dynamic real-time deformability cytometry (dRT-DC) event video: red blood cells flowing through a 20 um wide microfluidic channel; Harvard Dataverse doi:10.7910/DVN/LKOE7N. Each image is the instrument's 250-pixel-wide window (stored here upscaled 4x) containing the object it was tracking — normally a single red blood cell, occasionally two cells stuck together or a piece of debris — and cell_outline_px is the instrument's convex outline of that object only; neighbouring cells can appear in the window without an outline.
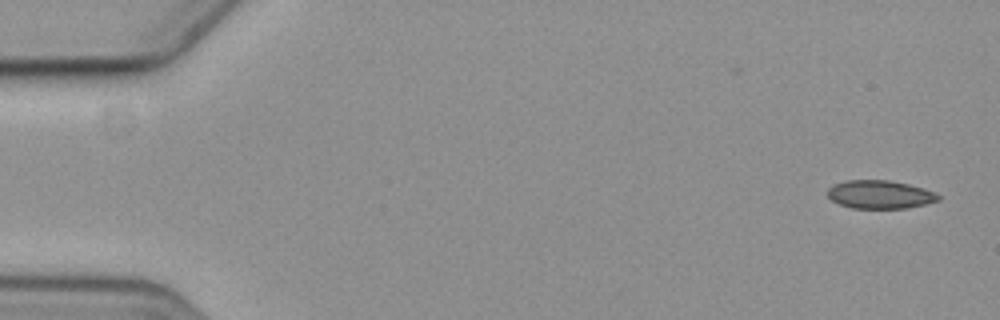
{"species": "common noctule bat (a hibernating species)", "species_latin": "Nyctalus noctula", "temperature_condition": "cold", "stored_images_in_passage": 6, "camera_frame_rate_fps": 3000, "um_per_image_px": 0.085, "animal": {"sex": "female", "body_mass_g": 19.3, "forearm_length_mm": 54.1}, "frame": {"image": 1, "passage_image": 1, "time_ms": 0.0, "image_size_px": [1000, 320], "cell_outline_px": [[940, 200], [908, 208], [852, 208], [840, 204], [832, 200], [828, 196], [828, 188], [832, 184], [844, 180], [888, 180], [908, 184], [924, 188], [940, 196]], "centroid_in_image_um": [74.76, 16.52], "position_along_channel_um": 10.2, "area_um2": 18.21}}
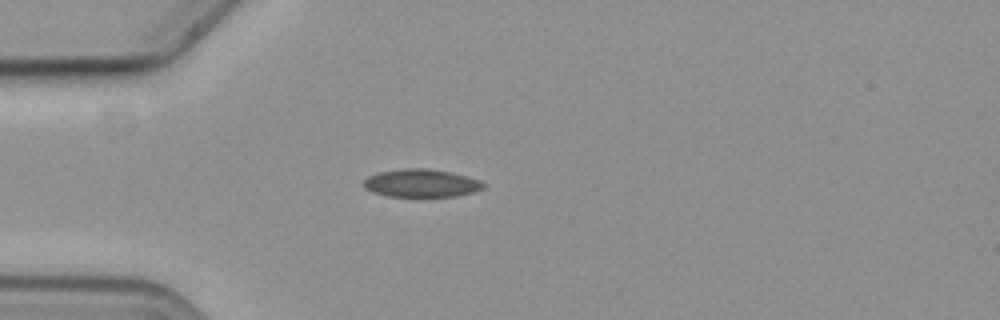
{"frame": {"image": 2, "passage_image": 5, "time_ms": 4.667, "image_size_px": [1000, 320], "cell_outline_px": [[484, 188], [472, 192], [456, 196], [388, 196], [372, 192], [364, 188], [364, 180], [368, 176], [380, 172], [400, 168], [428, 168], [448, 172], [480, 180], [484, 184]], "centroid_in_image_um": [35.77, 15.56], "position_along_channel_um": 49.2, "area_um2": 19.31}}